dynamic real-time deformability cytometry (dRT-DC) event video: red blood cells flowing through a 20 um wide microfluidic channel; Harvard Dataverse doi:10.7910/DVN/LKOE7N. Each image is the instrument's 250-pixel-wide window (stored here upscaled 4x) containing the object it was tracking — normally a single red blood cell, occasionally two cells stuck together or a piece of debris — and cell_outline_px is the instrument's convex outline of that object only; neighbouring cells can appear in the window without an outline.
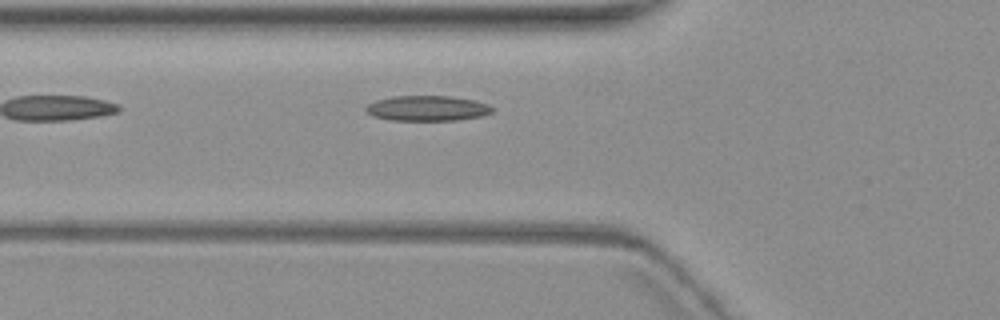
{"species": "common noctule bat (a hibernating species)", "species_latin": "Nyctalus noctula", "temperature_condition": "warm", "stored_images_in_passage": 2, "camera_frame_rate_fps": 3000, "um_per_image_px": 0.085, "animal": {"sex": "female", "body_mass_g": 19.3, "forearm_length_mm": 54.1}, "frame": {"image": 1, "passage_image": 2, "time_ms": 1.333, "image_size_px": [1000, 320], "cell_outline_px": [[492, 112], [480, 116], [456, 120], [392, 120], [372, 116], [364, 108], [368, 104], [376, 100], [392, 96], [448, 96], [476, 100], [488, 104], [492, 108]], "centroid_in_image_um": [36.3, 9.2], "position_along_channel_um": 89.5, "area_um2": 18.5}}